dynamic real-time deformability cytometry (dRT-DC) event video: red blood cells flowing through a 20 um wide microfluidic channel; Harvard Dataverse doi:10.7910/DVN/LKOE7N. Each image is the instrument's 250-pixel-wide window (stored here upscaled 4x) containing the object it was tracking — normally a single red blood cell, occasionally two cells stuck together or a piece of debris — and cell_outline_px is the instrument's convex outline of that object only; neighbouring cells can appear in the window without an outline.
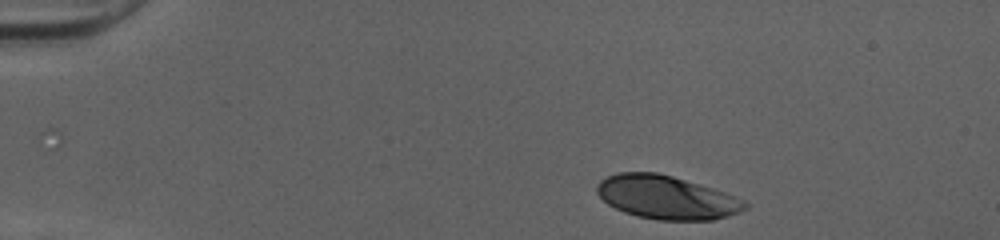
{"species": "human", "species_latin": "Homo sapiens", "temperature_condition": "cold", "stored_images_in_passage": 35, "camera_frame_rate_fps": 3000, "um_per_image_px": 0.085, "donor": {"sex": "female"}, "frame": {"image": 1, "passage_image": 1, "time_ms": 0.0, "image_size_px": [1000, 240], "cell_outline_px": [[748, 208], [740, 212], [728, 216], [712, 220], [656, 220], [636, 216], [624, 212], [608, 204], [596, 192], [596, 184], [600, 180], [608, 176], [620, 172], [656, 172], [672, 176], [712, 188], [736, 196], [744, 200], [748, 204]], "centroid_in_image_um": [56.66, 16.78], "position_along_channel_um": 28.3, "area_um2": 37.51}}
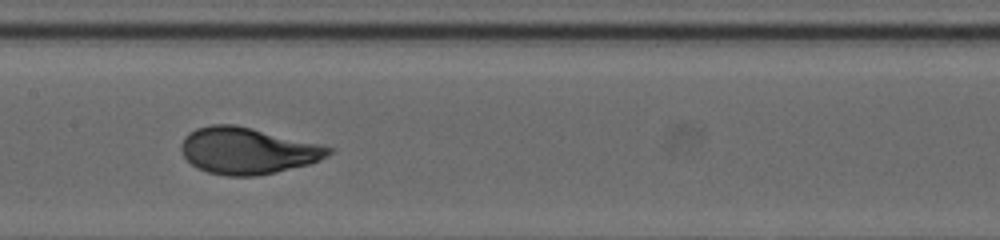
{"frame": {"image": 2, "passage_image": 19, "time_ms": 6.0, "image_size_px": [1000, 240], "cell_outline_px": [[332, 152], [328, 156], [320, 160], [308, 164], [276, 172], [256, 176], [228, 176], [208, 172], [196, 168], [184, 156], [180, 148], [180, 144], [184, 136], [188, 132], [196, 128], [212, 124], [236, 124], [320, 144], [332, 148]], "centroid_in_image_um": [21.01, 12.8], "position_along_channel_um": 186.4, "area_um2": 40.06}}
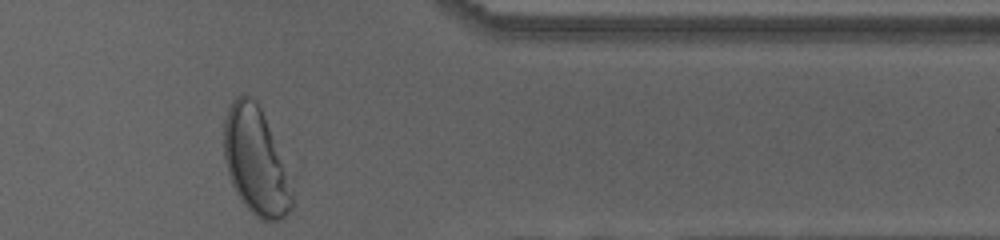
{"frame": {"image": 3, "passage_image": 35, "time_ms": 11.333, "image_size_px": [1000, 240], "cell_outline_px": [[292, 208], [280, 220], [260, 220], [244, 204], [236, 192], [232, 184], [224, 160], [224, 120], [228, 108], [232, 100], [236, 96], [248, 96], [256, 100], [264, 116], [284, 160], [292, 196]], "centroid_in_image_um": [21.72, 13.69], "position_along_channel_um": 389.7, "area_um2": 42.08}, "authors_computed_cell_mechanics": {"area_um2": 39.3618, "velocity_mm_per_s": 4.0223, "shape_relaxation_time_tau1_ms": 3.2025, "shape_relaxation_time_tau2_ms": null, "deformation_change_tau1": 0.1998, "deformation_change_tau2": null}}